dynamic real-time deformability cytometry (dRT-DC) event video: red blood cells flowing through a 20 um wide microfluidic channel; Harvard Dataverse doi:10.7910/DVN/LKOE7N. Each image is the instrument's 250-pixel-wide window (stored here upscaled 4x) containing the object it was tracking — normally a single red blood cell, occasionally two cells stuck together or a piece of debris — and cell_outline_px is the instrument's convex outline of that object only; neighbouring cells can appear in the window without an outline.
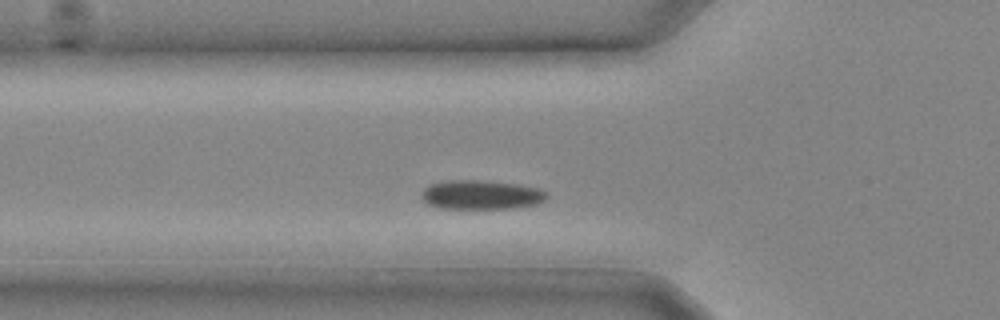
{"species": "common noctule bat (a hibernating species)", "species_latin": "Nyctalus noctula", "temperature_condition": "cold", "stored_images_in_passage": 10, "camera_frame_rate_fps": 3000, "um_per_image_px": 0.085, "animal": {"sex": "male", "body_mass_g": 20.4}, "frame": {"image": 1, "passage_image": 4, "time_ms": 1.0, "image_size_px": [1000, 320], "cell_outline_px": [[548, 196], [544, 200], [536, 204], [512, 208], [436, 208], [428, 204], [420, 196], [424, 188], [432, 184], [448, 180], [480, 180], [516, 184], [536, 188], [544, 192]], "centroid_in_image_um": [40.85, 16.56], "position_along_channel_um": 85.0, "area_um2": 21.04}}
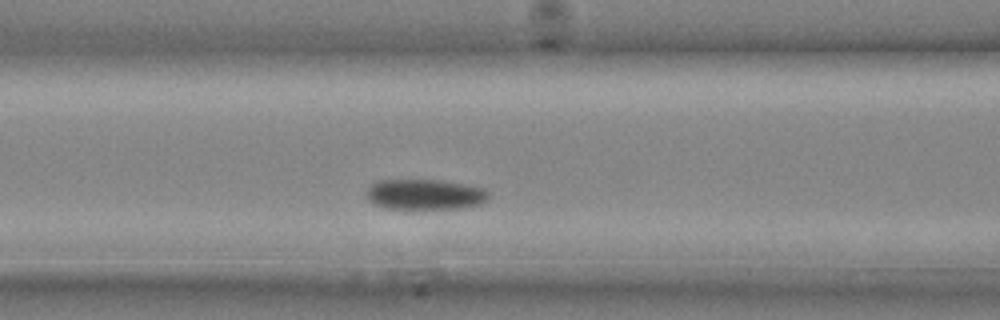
{"frame": {"image": 2, "passage_image": 6, "time_ms": 1.667, "image_size_px": [1000, 320], "cell_outline_px": [[488, 200], [480, 204], [460, 208], [384, 208], [376, 204], [368, 196], [368, 188], [372, 184], [380, 180], [436, 180], [460, 184], [480, 188], [488, 192]], "centroid_in_image_um": [36.13, 16.53], "position_along_channel_um": 130.5, "area_um2": 20.98}}
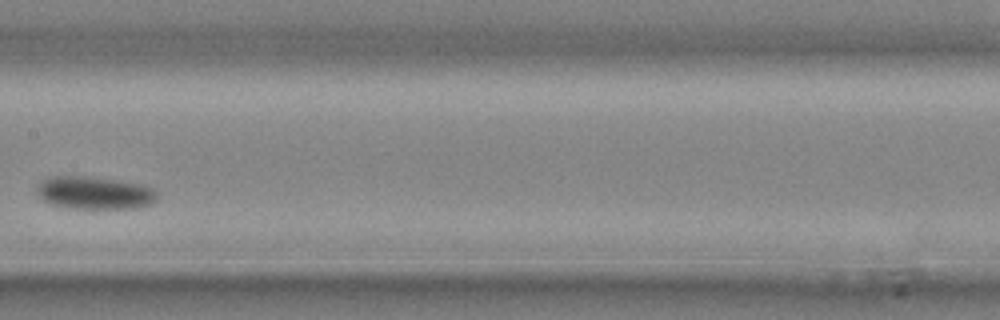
{"frame": {"image": 3, "passage_image": 9, "time_ms": 2.667, "image_size_px": [1000, 320], "cell_outline_px": [[156, 200], [152, 204], [136, 208], [92, 212], [68, 208], [48, 204], [36, 192], [36, 188], [40, 180], [48, 176], [84, 176], [120, 180], [144, 184], [152, 188], [156, 192]], "centroid_in_image_um": [8.03, 16.44], "position_along_channel_um": 199.4, "area_um2": 24.28}}